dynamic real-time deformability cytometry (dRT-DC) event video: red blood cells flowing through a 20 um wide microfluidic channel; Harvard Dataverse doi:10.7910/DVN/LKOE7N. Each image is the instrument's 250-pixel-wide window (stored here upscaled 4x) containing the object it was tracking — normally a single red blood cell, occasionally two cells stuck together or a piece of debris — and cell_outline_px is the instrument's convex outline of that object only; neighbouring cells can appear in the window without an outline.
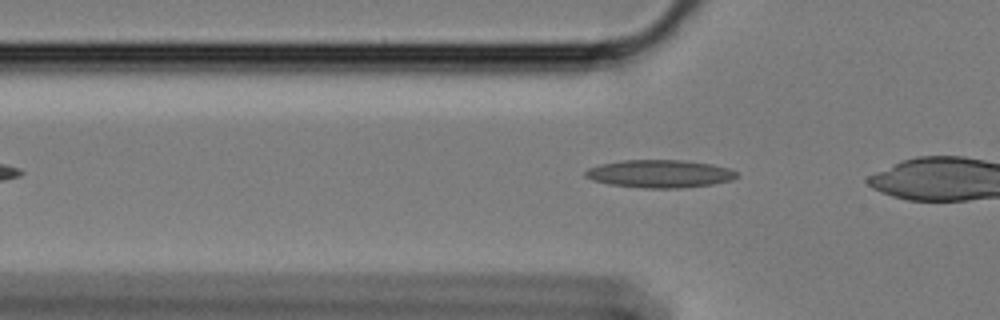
{"species": "Egyptian fruit bat (a non-hibernating species)", "species_latin": "Rousettus aegyptiacus", "temperature_condition": "cold", "stored_images_in_passage": 31, "camera_frame_rate_fps": 3000, "um_per_image_px": 0.085, "animal": {"sex": "female"}, "frame": {"image": 1, "passage_image": 3, "time_ms": 0.667, "image_size_px": [1000, 320], "cell_outline_px": [[740, 176], [732, 180], [712, 184], [680, 188], [644, 188], [608, 184], [592, 180], [584, 176], [584, 172], [588, 168], [600, 164], [624, 160], [684, 160], [712, 164], [728, 168], [736, 172]], "centroid_in_image_um": [56.07, 14.77], "position_along_channel_um": 69.7, "area_um2": 24.62}}
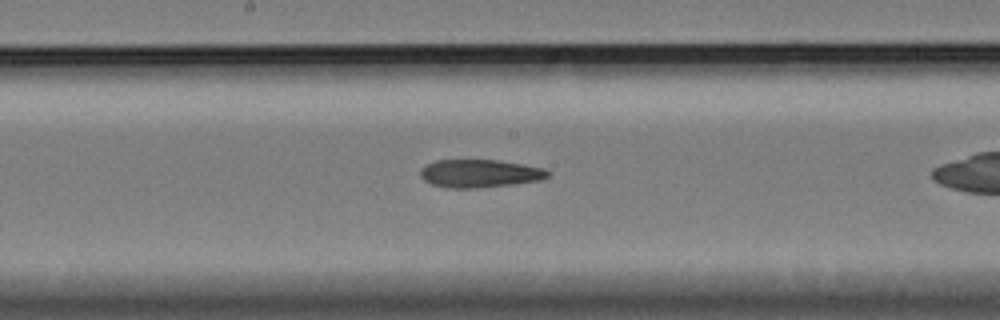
{"frame": {"image": 2, "passage_image": 15, "time_ms": 4.667, "image_size_px": [1000, 320], "cell_outline_px": [[548, 176], [540, 180], [516, 184], [476, 188], [448, 188], [432, 184], [424, 180], [420, 176], [420, 168], [436, 160], [496, 160], [524, 164], [544, 168], [548, 172]], "centroid_in_image_um": [40.76, 14.75], "position_along_channel_um": 207.4, "area_um2": 20.81}}
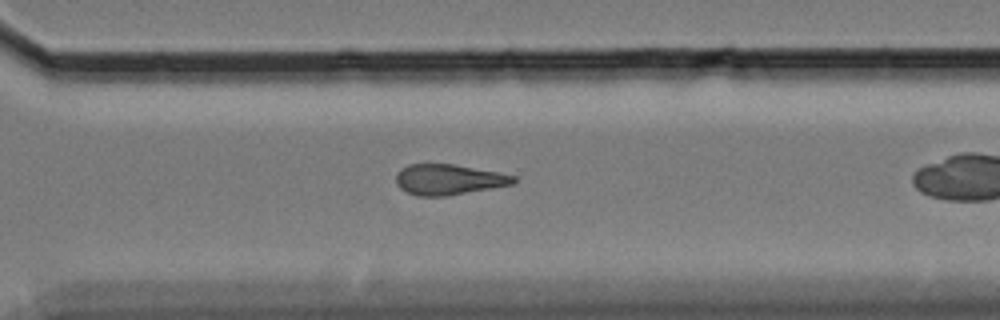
{"frame": {"image": 3, "passage_image": 26, "time_ms": 8.333, "image_size_px": [1000, 320], "cell_outline_px": [[516, 184], [448, 196], [416, 196], [400, 188], [396, 184], [396, 172], [400, 168], [408, 164], [452, 164], [500, 172], [516, 176]], "centroid_in_image_um": [38.15, 15.26], "position_along_channel_um": 332.5, "area_um2": 21.21}}